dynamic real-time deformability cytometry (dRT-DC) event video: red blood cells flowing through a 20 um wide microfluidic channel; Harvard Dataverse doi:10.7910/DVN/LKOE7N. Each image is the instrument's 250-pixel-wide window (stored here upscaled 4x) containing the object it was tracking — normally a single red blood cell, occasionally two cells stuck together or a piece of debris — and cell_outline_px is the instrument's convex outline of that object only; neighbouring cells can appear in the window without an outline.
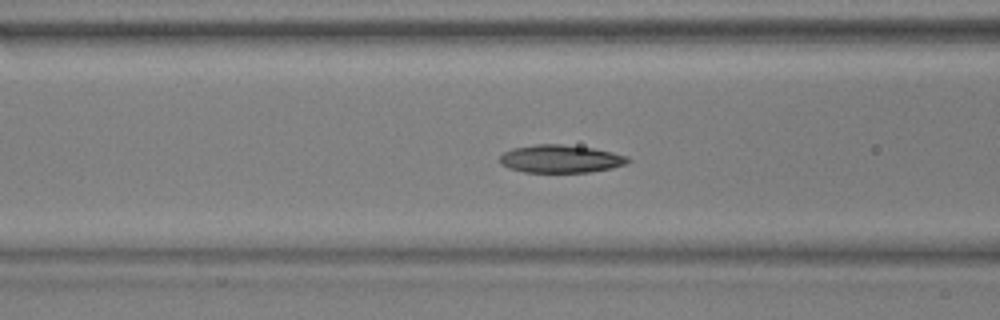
{"species": "common noctule bat (a hibernating species)", "species_latin": "Nyctalus noctula", "temperature_condition": "warm", "stored_images_in_passage": 56, "camera_frame_rate_fps": 3000, "um_per_image_px": 0.085, "animal": {"sex": "male", "body_mass_g": 17.9, "forearm_length_mm": 54.2}, "frame": {"image": 1, "passage_image": 22, "time_ms": 7.0, "image_size_px": [1000, 320], "cell_outline_px": [[632, 160], [624, 164], [612, 168], [588, 172], [524, 172], [508, 168], [500, 164], [500, 156], [504, 152], [512, 148], [536, 144], [560, 144], [592, 148], [612, 152], [628, 156]], "centroid_in_image_um": [47.64, 13.5], "position_along_channel_um": 119.0, "area_um2": 20.81}}
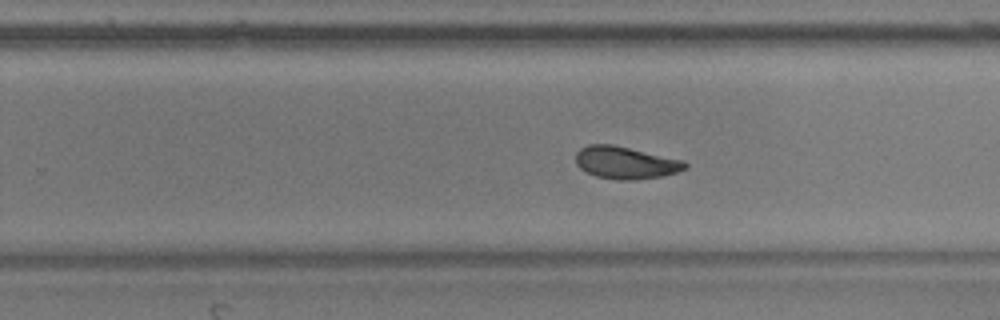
{"frame": {"image": 2, "passage_image": 35, "time_ms": 11.333, "image_size_px": [1000, 320], "cell_outline_px": [[688, 164], [684, 168], [676, 172], [660, 176], [632, 180], [620, 180], [596, 176], [580, 168], [576, 164], [576, 152], [580, 148], [588, 144], [612, 144], [684, 160]], "centroid_in_image_um": [53.14, 13.81], "position_along_channel_um": 276.7, "area_um2": 20.4}}
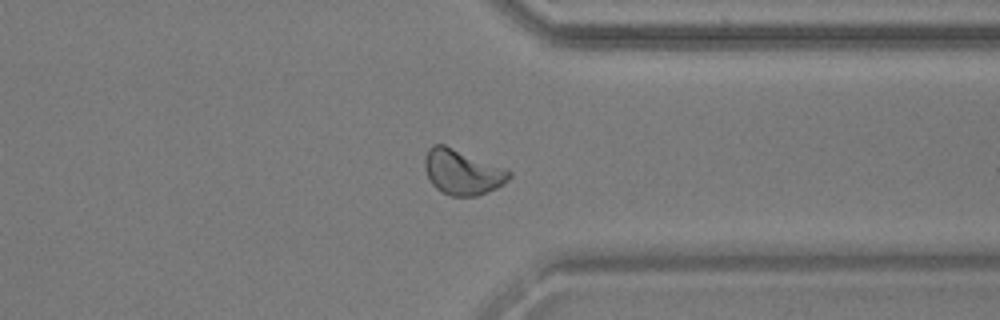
{"frame": {"image": 3, "passage_image": 43, "time_ms": 14.0, "image_size_px": [1000, 320], "cell_outline_px": [[512, 176], [504, 184], [496, 188], [476, 196], [452, 196], [440, 192], [432, 184], [424, 168], [424, 156], [428, 148], [432, 144], [444, 144], [504, 168], [512, 172]], "centroid_in_image_um": [39.27, 14.62], "position_along_channel_um": 372.1, "area_um2": 22.2}, "authors_computed_cell_mechanics": {"area_um2": 20.8658, "velocity_mm_per_s": 3.6423, "shape_relaxation_time_tau1_ms": 4.5224, "shape_relaxation_time_tau2_ms": 3.0541, "deformation_change_tau1": 0.1299, "deformation_change_tau2": 0.084}}